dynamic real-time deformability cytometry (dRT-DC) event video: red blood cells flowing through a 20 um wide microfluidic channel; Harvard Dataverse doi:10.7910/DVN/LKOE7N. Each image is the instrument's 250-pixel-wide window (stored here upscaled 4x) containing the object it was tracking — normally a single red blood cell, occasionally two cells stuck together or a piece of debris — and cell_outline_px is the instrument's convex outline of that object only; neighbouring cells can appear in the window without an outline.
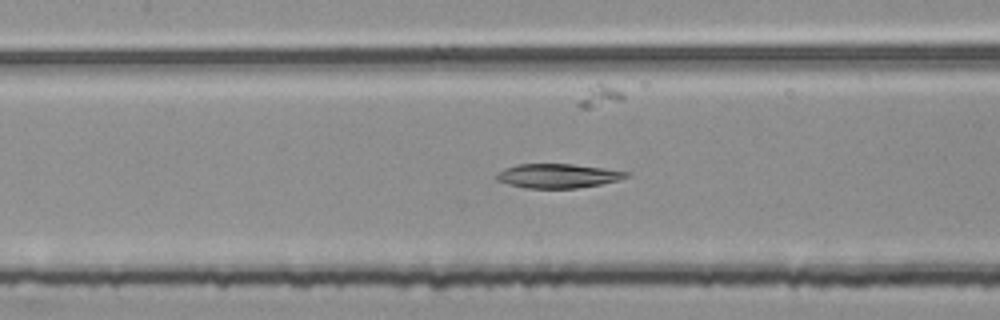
{"species": "common noctule bat (a hibernating species)", "species_latin": "Nyctalus noctula", "temperature_condition": "room temperature", "stored_images_in_passage": 54, "camera_frame_rate_fps": 3000, "um_per_image_px": 0.085, "animal": {"sex": "female", "body_mass_g": 25.1}, "frame": {"image": 1, "passage_image": 24, "time_ms": 7.667, "image_size_px": [1000, 320], "cell_outline_px": [[632, 172], [628, 176], [616, 180], [600, 184], [576, 188], [524, 188], [508, 184], [496, 180], [496, 172], [504, 168], [516, 164], [572, 164], [604, 168]], "centroid_in_image_um": [47.37, 14.94], "position_along_channel_um": 160.0, "area_um2": 18.32}}
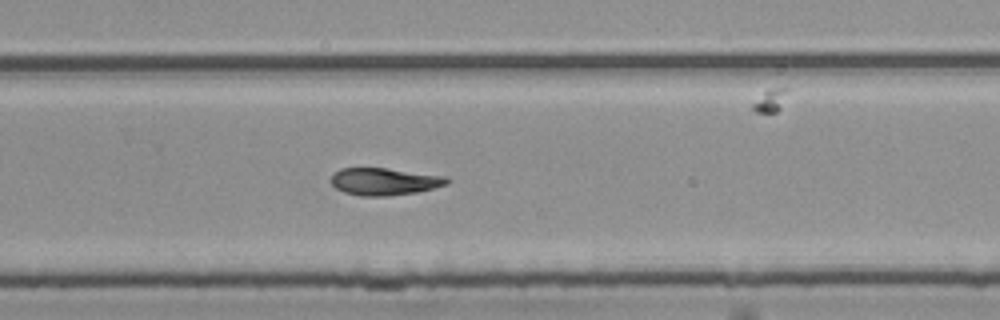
{"frame": {"image": 2, "passage_image": 35, "time_ms": 11.333, "image_size_px": [1000, 320], "cell_outline_px": [[452, 180], [448, 184], [416, 192], [384, 196], [360, 196], [344, 192], [336, 188], [332, 184], [332, 172], [340, 168], [388, 168], [448, 176]], "centroid_in_image_um": [32.7, 15.41], "position_along_channel_um": 297.1, "area_um2": 18.55}}
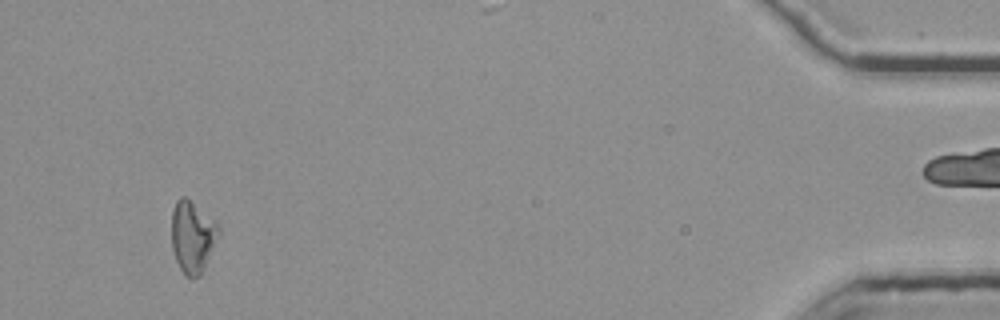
{"frame": {"image": 3, "passage_image": 51, "time_ms": 16.667, "image_size_px": [1000, 320], "cell_outline_px": [[220, 236], [200, 276], [192, 280], [180, 268], [176, 260], [172, 248], [172, 212], [176, 200], [180, 196], [184, 196], [216, 224], [220, 228]], "centroid_in_image_um": [16.36, 20.17], "position_along_channel_um": 418.8, "area_um2": 19.36}}